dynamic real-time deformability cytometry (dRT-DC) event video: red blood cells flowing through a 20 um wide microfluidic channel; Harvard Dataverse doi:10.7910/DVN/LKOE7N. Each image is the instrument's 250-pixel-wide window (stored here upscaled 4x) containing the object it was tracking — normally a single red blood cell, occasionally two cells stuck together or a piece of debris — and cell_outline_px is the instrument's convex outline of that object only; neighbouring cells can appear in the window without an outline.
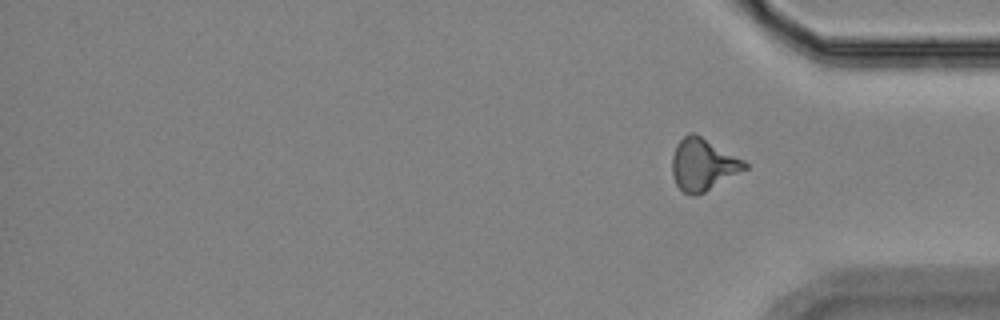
{"species": "Egyptian fruit bat (a non-hibernating species)", "species_latin": "Rousettus aegyptiacus", "temperature_condition": "room temperature", "stored_images_in_passage": 14, "segment_of_instrument_passage": [2, 2], "camera_frame_rate_fps": 3000, "um_per_image_px": 0.085, "animal": {"sex": "female"}, "frame": {"image": 1, "passage_image": 14, "time_ms": 17.667, "image_size_px": [1000, 320], "cell_outline_px": [[748, 168], [704, 192], [696, 196], [692, 196], [684, 192], [676, 184], [672, 176], [672, 156], [676, 144], [688, 132], [692, 132], [700, 136], [744, 160], [748, 164]], "centroid_in_image_um": [59.73, 13.99], "position_along_channel_um": 375.5, "area_um2": 21.79}}